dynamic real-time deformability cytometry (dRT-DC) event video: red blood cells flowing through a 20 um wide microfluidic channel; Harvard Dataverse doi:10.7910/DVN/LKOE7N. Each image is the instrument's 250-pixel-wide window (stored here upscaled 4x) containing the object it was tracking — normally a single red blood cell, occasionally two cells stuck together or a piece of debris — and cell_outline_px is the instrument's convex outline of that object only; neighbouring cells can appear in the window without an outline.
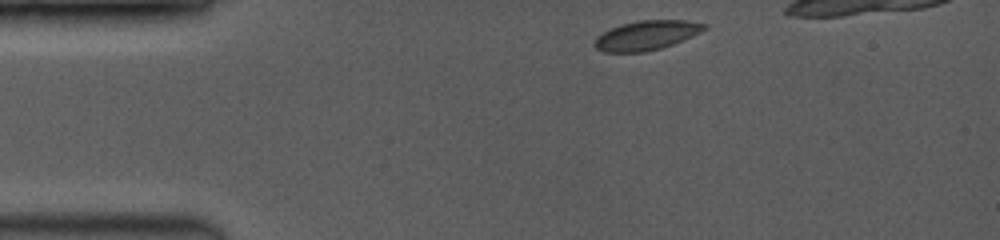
{"species": "common noctule bat (a hibernating species)", "species_latin": "Nyctalus noctula", "temperature_condition": "room temperature", "stored_images_in_passage": 54, "camera_frame_rate_fps": 3500, "um_per_image_px": 0.085, "animal": {"sex": "female", "body_mass_g": 19.0, "forearm_length_mm": 53.3}, "frame": {"image": 1, "passage_image": 1, "time_ms": 0.0, "image_size_px": [1000, 240], "cell_outline_px": [[708, 28], [692, 36], [672, 44], [660, 48], [644, 52], [604, 52], [596, 48], [592, 44], [604, 32], [612, 28], [624, 24], [640, 20], [684, 20], [708, 24]], "centroid_in_image_um": [54.99, 3.0], "position_along_channel_um": 30.0, "area_um2": 18.5}}
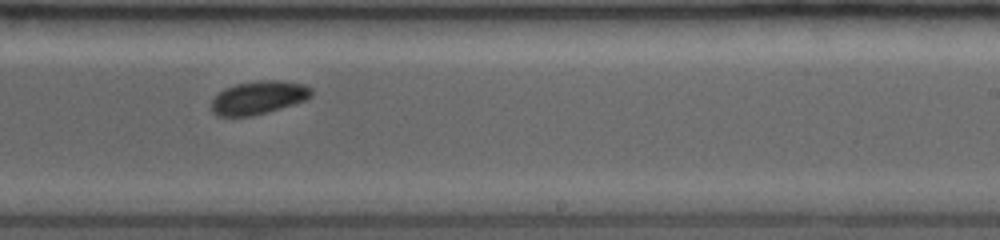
{"frame": {"image": 2, "passage_image": 31, "time_ms": 7.143, "image_size_px": [1000, 240], "cell_outline_px": [[312, 96], [308, 100], [268, 112], [252, 116], [216, 116], [212, 112], [212, 100], [224, 88], [236, 84], [260, 80], [280, 80], [304, 84], [312, 88]], "centroid_in_image_um": [22.01, 8.3], "position_along_channel_um": 267.0, "area_um2": 19.54}}
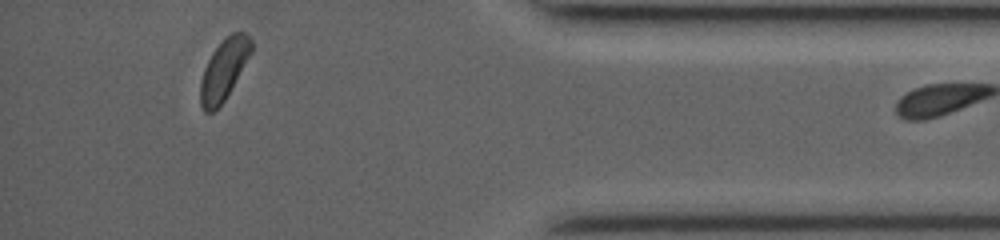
{"frame": {"image": 3, "passage_image": 52, "time_ms": 11.429, "image_size_px": [1000, 240], "cell_outline_px": [[252, 52], [224, 100], [212, 112], [204, 112], [200, 104], [200, 80], [204, 68], [212, 52], [232, 32], [244, 32], [252, 40]], "centroid_in_image_um": [19.02, 5.91], "position_along_channel_um": 416.2, "area_um2": 17.63}}